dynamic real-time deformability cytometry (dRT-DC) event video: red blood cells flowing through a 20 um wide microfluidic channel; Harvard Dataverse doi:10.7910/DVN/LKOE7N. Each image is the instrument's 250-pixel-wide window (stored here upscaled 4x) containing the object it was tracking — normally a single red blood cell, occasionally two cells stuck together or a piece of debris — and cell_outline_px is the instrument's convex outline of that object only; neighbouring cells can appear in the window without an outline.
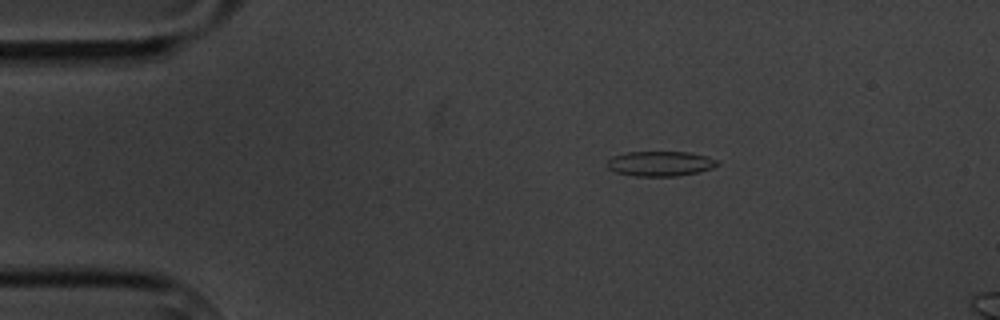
{"species": "common noctule bat (a hibernating species)", "species_latin": "Nyctalus noctula", "temperature_condition": "cold", "stored_images_in_passage": 4, "camera_frame_rate_fps": 3000, "um_per_image_px": 0.085, "animal": {"sex": "male", "body_mass_g": 20.1, "forearm_length_mm": 53.5}, "frame": {"image": 1, "passage_image": 1, "time_ms": 0.0, "image_size_px": [1000, 320], "cell_outline_px": [[720, 164], [712, 168], [696, 172], [676, 176], [636, 176], [616, 172], [608, 168], [608, 160], [612, 156], [628, 152], [688, 152], [704, 156], [716, 160]], "centroid_in_image_um": [56.1, 13.91], "position_along_channel_um": 28.9, "area_um2": 15.78}}
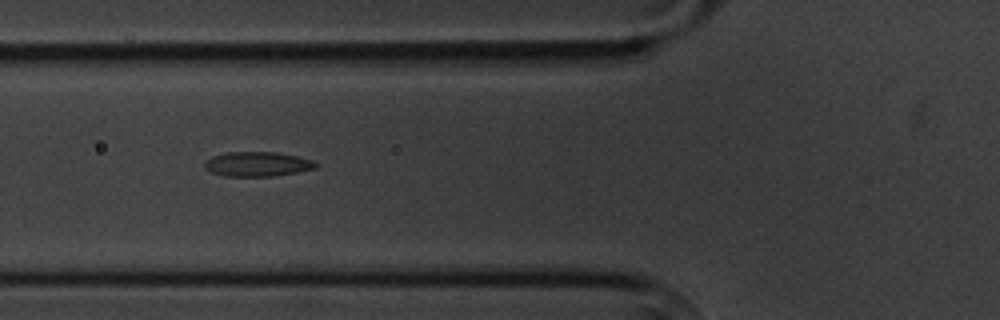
{"frame": {"image": 2, "passage_image": 4, "time_ms": 3.667, "image_size_px": [1000, 320], "cell_outline_px": [[320, 164], [316, 168], [276, 176], [224, 176], [212, 172], [204, 168], [204, 164], [212, 156], [228, 152], [276, 152], [316, 160]], "centroid_in_image_um": [21.93, 13.95], "position_along_channel_um": 103.9, "area_um2": 16.01}}